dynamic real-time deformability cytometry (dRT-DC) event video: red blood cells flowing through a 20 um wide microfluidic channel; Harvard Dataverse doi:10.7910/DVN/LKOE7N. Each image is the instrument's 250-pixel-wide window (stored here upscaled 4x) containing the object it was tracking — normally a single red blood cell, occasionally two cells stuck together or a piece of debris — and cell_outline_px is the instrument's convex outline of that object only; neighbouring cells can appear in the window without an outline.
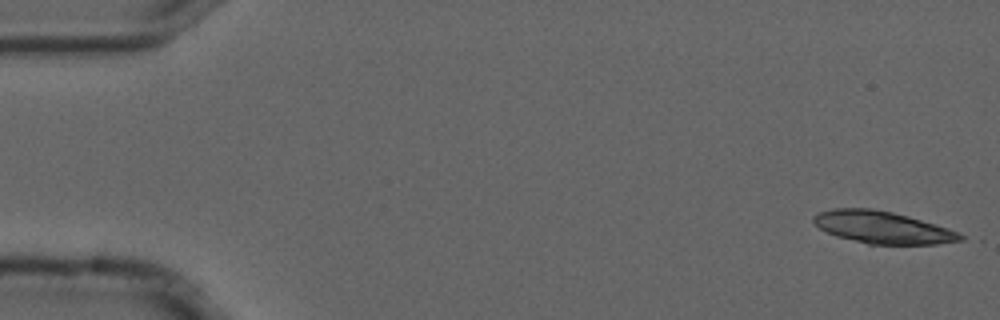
{"species": "common noctule bat (a hibernating species)", "species_latin": "Nyctalus noctula", "temperature_condition": "cold", "stored_images_in_passage": 5, "camera_frame_rate_fps": 3000, "um_per_image_px": 0.085, "animal": {"sex": "male", "forearm_length_mm": 52.5}, "frame": {"image": 1, "passage_image": 1, "time_ms": 0.0, "image_size_px": [1000, 320], "cell_outline_px": [[964, 240], [936, 244], [868, 244], [836, 236], [820, 228], [812, 220], [812, 216], [820, 212], [832, 208], [872, 208], [892, 212], [908, 216], [948, 228], [960, 232], [964, 236]], "centroid_in_image_um": [75.02, 19.32], "position_along_channel_um": 10.0, "area_um2": 27.46}}